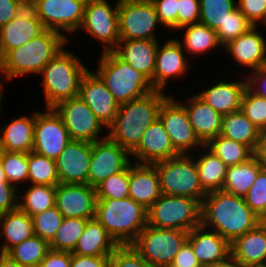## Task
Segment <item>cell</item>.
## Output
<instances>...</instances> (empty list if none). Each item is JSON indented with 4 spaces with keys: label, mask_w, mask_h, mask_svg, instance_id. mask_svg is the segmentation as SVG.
Instances as JSON below:
<instances>
[{
    "label": "cell",
    "mask_w": 266,
    "mask_h": 267,
    "mask_svg": "<svg viewBox=\"0 0 266 267\" xmlns=\"http://www.w3.org/2000/svg\"><path fill=\"white\" fill-rule=\"evenodd\" d=\"M262 221L243 197L222 190L207 193L201 203V225L212 228L229 243Z\"/></svg>",
    "instance_id": "1"
},
{
    "label": "cell",
    "mask_w": 266,
    "mask_h": 267,
    "mask_svg": "<svg viewBox=\"0 0 266 267\" xmlns=\"http://www.w3.org/2000/svg\"><path fill=\"white\" fill-rule=\"evenodd\" d=\"M162 91L152 92L118 106L107 137L131 153L140 143L146 129L158 119L159 109L168 97Z\"/></svg>",
    "instance_id": "2"
},
{
    "label": "cell",
    "mask_w": 266,
    "mask_h": 267,
    "mask_svg": "<svg viewBox=\"0 0 266 267\" xmlns=\"http://www.w3.org/2000/svg\"><path fill=\"white\" fill-rule=\"evenodd\" d=\"M66 35L45 30L25 45L8 51L0 59V75L9 81L14 77L40 71L67 45Z\"/></svg>",
    "instance_id": "3"
},
{
    "label": "cell",
    "mask_w": 266,
    "mask_h": 267,
    "mask_svg": "<svg viewBox=\"0 0 266 267\" xmlns=\"http://www.w3.org/2000/svg\"><path fill=\"white\" fill-rule=\"evenodd\" d=\"M95 218L118 246L132 245L147 225V209L129 197L97 199Z\"/></svg>",
    "instance_id": "4"
},
{
    "label": "cell",
    "mask_w": 266,
    "mask_h": 267,
    "mask_svg": "<svg viewBox=\"0 0 266 267\" xmlns=\"http://www.w3.org/2000/svg\"><path fill=\"white\" fill-rule=\"evenodd\" d=\"M64 48L41 71L45 95V108H53L59 102L78 97L83 75L88 68Z\"/></svg>",
    "instance_id": "5"
},
{
    "label": "cell",
    "mask_w": 266,
    "mask_h": 267,
    "mask_svg": "<svg viewBox=\"0 0 266 267\" xmlns=\"http://www.w3.org/2000/svg\"><path fill=\"white\" fill-rule=\"evenodd\" d=\"M96 74L118 105L140 98L154 89L150 80L123 61L114 51L103 52Z\"/></svg>",
    "instance_id": "6"
},
{
    "label": "cell",
    "mask_w": 266,
    "mask_h": 267,
    "mask_svg": "<svg viewBox=\"0 0 266 267\" xmlns=\"http://www.w3.org/2000/svg\"><path fill=\"white\" fill-rule=\"evenodd\" d=\"M152 165L156 168L162 195L184 196L202 203L207 192L201 186L192 155L178 154Z\"/></svg>",
    "instance_id": "7"
},
{
    "label": "cell",
    "mask_w": 266,
    "mask_h": 267,
    "mask_svg": "<svg viewBox=\"0 0 266 267\" xmlns=\"http://www.w3.org/2000/svg\"><path fill=\"white\" fill-rule=\"evenodd\" d=\"M147 225L190 232L201 225V204L189 197L161 195L147 209Z\"/></svg>",
    "instance_id": "8"
},
{
    "label": "cell",
    "mask_w": 266,
    "mask_h": 267,
    "mask_svg": "<svg viewBox=\"0 0 266 267\" xmlns=\"http://www.w3.org/2000/svg\"><path fill=\"white\" fill-rule=\"evenodd\" d=\"M187 238V231L146 225L132 246L151 267H166L172 264Z\"/></svg>",
    "instance_id": "9"
},
{
    "label": "cell",
    "mask_w": 266,
    "mask_h": 267,
    "mask_svg": "<svg viewBox=\"0 0 266 267\" xmlns=\"http://www.w3.org/2000/svg\"><path fill=\"white\" fill-rule=\"evenodd\" d=\"M158 14L151 0H118L120 40H157Z\"/></svg>",
    "instance_id": "10"
},
{
    "label": "cell",
    "mask_w": 266,
    "mask_h": 267,
    "mask_svg": "<svg viewBox=\"0 0 266 267\" xmlns=\"http://www.w3.org/2000/svg\"><path fill=\"white\" fill-rule=\"evenodd\" d=\"M116 5L106 0H87L80 29L103 44V51H113L120 41L118 25V0Z\"/></svg>",
    "instance_id": "11"
},
{
    "label": "cell",
    "mask_w": 266,
    "mask_h": 267,
    "mask_svg": "<svg viewBox=\"0 0 266 267\" xmlns=\"http://www.w3.org/2000/svg\"><path fill=\"white\" fill-rule=\"evenodd\" d=\"M87 0H29L47 30L73 33L81 27Z\"/></svg>",
    "instance_id": "12"
},
{
    "label": "cell",
    "mask_w": 266,
    "mask_h": 267,
    "mask_svg": "<svg viewBox=\"0 0 266 267\" xmlns=\"http://www.w3.org/2000/svg\"><path fill=\"white\" fill-rule=\"evenodd\" d=\"M170 94L162 103L158 118L169 135L173 148L179 154H191L197 146H204L197 138L189 121L186 108ZM195 146V147H194Z\"/></svg>",
    "instance_id": "13"
},
{
    "label": "cell",
    "mask_w": 266,
    "mask_h": 267,
    "mask_svg": "<svg viewBox=\"0 0 266 267\" xmlns=\"http://www.w3.org/2000/svg\"><path fill=\"white\" fill-rule=\"evenodd\" d=\"M53 109L61 117L71 140L89 143L101 140L104 125L79 97L61 101Z\"/></svg>",
    "instance_id": "14"
},
{
    "label": "cell",
    "mask_w": 266,
    "mask_h": 267,
    "mask_svg": "<svg viewBox=\"0 0 266 267\" xmlns=\"http://www.w3.org/2000/svg\"><path fill=\"white\" fill-rule=\"evenodd\" d=\"M71 141L61 117L53 108L36 112L33 152L56 160Z\"/></svg>",
    "instance_id": "15"
},
{
    "label": "cell",
    "mask_w": 266,
    "mask_h": 267,
    "mask_svg": "<svg viewBox=\"0 0 266 267\" xmlns=\"http://www.w3.org/2000/svg\"><path fill=\"white\" fill-rule=\"evenodd\" d=\"M130 153L104 135L92 143L88 185L96 187L110 175L123 171L131 162Z\"/></svg>",
    "instance_id": "16"
},
{
    "label": "cell",
    "mask_w": 266,
    "mask_h": 267,
    "mask_svg": "<svg viewBox=\"0 0 266 267\" xmlns=\"http://www.w3.org/2000/svg\"><path fill=\"white\" fill-rule=\"evenodd\" d=\"M96 188L88 184L56 186L55 207L64 218L93 219L96 214Z\"/></svg>",
    "instance_id": "17"
},
{
    "label": "cell",
    "mask_w": 266,
    "mask_h": 267,
    "mask_svg": "<svg viewBox=\"0 0 266 267\" xmlns=\"http://www.w3.org/2000/svg\"><path fill=\"white\" fill-rule=\"evenodd\" d=\"M78 97L90 108L104 128L113 122L119 105L105 83L93 71L87 70L83 75Z\"/></svg>",
    "instance_id": "18"
},
{
    "label": "cell",
    "mask_w": 266,
    "mask_h": 267,
    "mask_svg": "<svg viewBox=\"0 0 266 267\" xmlns=\"http://www.w3.org/2000/svg\"><path fill=\"white\" fill-rule=\"evenodd\" d=\"M46 29L27 4L20 12L0 28V59L10 50L25 45Z\"/></svg>",
    "instance_id": "19"
},
{
    "label": "cell",
    "mask_w": 266,
    "mask_h": 267,
    "mask_svg": "<svg viewBox=\"0 0 266 267\" xmlns=\"http://www.w3.org/2000/svg\"><path fill=\"white\" fill-rule=\"evenodd\" d=\"M91 153L92 143L71 140L55 160L60 183L88 184Z\"/></svg>",
    "instance_id": "20"
},
{
    "label": "cell",
    "mask_w": 266,
    "mask_h": 267,
    "mask_svg": "<svg viewBox=\"0 0 266 267\" xmlns=\"http://www.w3.org/2000/svg\"><path fill=\"white\" fill-rule=\"evenodd\" d=\"M189 63L184 57L182 42L177 39H169L162 47H157L155 69L152 77V87L154 90L162 91L168 85L167 81L171 77H181Z\"/></svg>",
    "instance_id": "21"
},
{
    "label": "cell",
    "mask_w": 266,
    "mask_h": 267,
    "mask_svg": "<svg viewBox=\"0 0 266 267\" xmlns=\"http://www.w3.org/2000/svg\"><path fill=\"white\" fill-rule=\"evenodd\" d=\"M178 154L159 118L146 129L139 145L130 153L136 156L134 159L138 164H153Z\"/></svg>",
    "instance_id": "22"
},
{
    "label": "cell",
    "mask_w": 266,
    "mask_h": 267,
    "mask_svg": "<svg viewBox=\"0 0 266 267\" xmlns=\"http://www.w3.org/2000/svg\"><path fill=\"white\" fill-rule=\"evenodd\" d=\"M207 230L200 225L188 232L187 238L202 267L224 261L230 255V243L217 232Z\"/></svg>",
    "instance_id": "23"
},
{
    "label": "cell",
    "mask_w": 266,
    "mask_h": 267,
    "mask_svg": "<svg viewBox=\"0 0 266 267\" xmlns=\"http://www.w3.org/2000/svg\"><path fill=\"white\" fill-rule=\"evenodd\" d=\"M223 49L227 50L239 65L250 67L252 71L266 66V41L257 26L251 27Z\"/></svg>",
    "instance_id": "24"
},
{
    "label": "cell",
    "mask_w": 266,
    "mask_h": 267,
    "mask_svg": "<svg viewBox=\"0 0 266 267\" xmlns=\"http://www.w3.org/2000/svg\"><path fill=\"white\" fill-rule=\"evenodd\" d=\"M159 177L152 164H129V198L148 209L160 196Z\"/></svg>",
    "instance_id": "25"
},
{
    "label": "cell",
    "mask_w": 266,
    "mask_h": 267,
    "mask_svg": "<svg viewBox=\"0 0 266 267\" xmlns=\"http://www.w3.org/2000/svg\"><path fill=\"white\" fill-rule=\"evenodd\" d=\"M157 47L158 40H120L113 51L132 68L144 74L152 85Z\"/></svg>",
    "instance_id": "26"
},
{
    "label": "cell",
    "mask_w": 266,
    "mask_h": 267,
    "mask_svg": "<svg viewBox=\"0 0 266 267\" xmlns=\"http://www.w3.org/2000/svg\"><path fill=\"white\" fill-rule=\"evenodd\" d=\"M230 255L247 267L266 263V221L230 243Z\"/></svg>",
    "instance_id": "27"
},
{
    "label": "cell",
    "mask_w": 266,
    "mask_h": 267,
    "mask_svg": "<svg viewBox=\"0 0 266 267\" xmlns=\"http://www.w3.org/2000/svg\"><path fill=\"white\" fill-rule=\"evenodd\" d=\"M189 106H184L189 116L193 131L203 145L218 136L222 130V115L201 100L197 95L188 99Z\"/></svg>",
    "instance_id": "28"
},
{
    "label": "cell",
    "mask_w": 266,
    "mask_h": 267,
    "mask_svg": "<svg viewBox=\"0 0 266 267\" xmlns=\"http://www.w3.org/2000/svg\"><path fill=\"white\" fill-rule=\"evenodd\" d=\"M247 83L242 81L218 82L197 96L222 116L241 110L242 96Z\"/></svg>",
    "instance_id": "29"
},
{
    "label": "cell",
    "mask_w": 266,
    "mask_h": 267,
    "mask_svg": "<svg viewBox=\"0 0 266 267\" xmlns=\"http://www.w3.org/2000/svg\"><path fill=\"white\" fill-rule=\"evenodd\" d=\"M118 247L96 219L87 221L84 231L71 254L82 256H110Z\"/></svg>",
    "instance_id": "30"
},
{
    "label": "cell",
    "mask_w": 266,
    "mask_h": 267,
    "mask_svg": "<svg viewBox=\"0 0 266 267\" xmlns=\"http://www.w3.org/2000/svg\"><path fill=\"white\" fill-rule=\"evenodd\" d=\"M36 112L31 116H21L0 128L2 150L29 153L33 150L34 123Z\"/></svg>",
    "instance_id": "31"
},
{
    "label": "cell",
    "mask_w": 266,
    "mask_h": 267,
    "mask_svg": "<svg viewBox=\"0 0 266 267\" xmlns=\"http://www.w3.org/2000/svg\"><path fill=\"white\" fill-rule=\"evenodd\" d=\"M0 227V237L6 238L1 246V254H6L11 248L34 235L32 217L18 207L0 214Z\"/></svg>",
    "instance_id": "32"
},
{
    "label": "cell",
    "mask_w": 266,
    "mask_h": 267,
    "mask_svg": "<svg viewBox=\"0 0 266 267\" xmlns=\"http://www.w3.org/2000/svg\"><path fill=\"white\" fill-rule=\"evenodd\" d=\"M262 169L254 155L246 162L227 167L222 191L236 196H245Z\"/></svg>",
    "instance_id": "33"
},
{
    "label": "cell",
    "mask_w": 266,
    "mask_h": 267,
    "mask_svg": "<svg viewBox=\"0 0 266 267\" xmlns=\"http://www.w3.org/2000/svg\"><path fill=\"white\" fill-rule=\"evenodd\" d=\"M220 135L240 142L254 152L261 132L241 110H238L222 117V130Z\"/></svg>",
    "instance_id": "34"
},
{
    "label": "cell",
    "mask_w": 266,
    "mask_h": 267,
    "mask_svg": "<svg viewBox=\"0 0 266 267\" xmlns=\"http://www.w3.org/2000/svg\"><path fill=\"white\" fill-rule=\"evenodd\" d=\"M202 148L207 151L195 159L201 186L207 193L222 190L227 166L205 145Z\"/></svg>",
    "instance_id": "35"
},
{
    "label": "cell",
    "mask_w": 266,
    "mask_h": 267,
    "mask_svg": "<svg viewBox=\"0 0 266 267\" xmlns=\"http://www.w3.org/2000/svg\"><path fill=\"white\" fill-rule=\"evenodd\" d=\"M55 193L56 186L31 184L23 197L18 195L17 207L32 217L55 206Z\"/></svg>",
    "instance_id": "36"
},
{
    "label": "cell",
    "mask_w": 266,
    "mask_h": 267,
    "mask_svg": "<svg viewBox=\"0 0 266 267\" xmlns=\"http://www.w3.org/2000/svg\"><path fill=\"white\" fill-rule=\"evenodd\" d=\"M182 29L186 30L183 36L184 45L182 43V46L190 54L203 55L204 52H209V49L212 50L215 47L221 46L217 39L216 31L207 25L196 23L186 25L179 30Z\"/></svg>",
    "instance_id": "37"
},
{
    "label": "cell",
    "mask_w": 266,
    "mask_h": 267,
    "mask_svg": "<svg viewBox=\"0 0 266 267\" xmlns=\"http://www.w3.org/2000/svg\"><path fill=\"white\" fill-rule=\"evenodd\" d=\"M205 146L218 156L227 167L246 162L254 155L248 146L220 134L211 139Z\"/></svg>",
    "instance_id": "38"
},
{
    "label": "cell",
    "mask_w": 266,
    "mask_h": 267,
    "mask_svg": "<svg viewBox=\"0 0 266 267\" xmlns=\"http://www.w3.org/2000/svg\"><path fill=\"white\" fill-rule=\"evenodd\" d=\"M49 250V243L34 234L11 248L6 255L22 266L38 267Z\"/></svg>",
    "instance_id": "39"
},
{
    "label": "cell",
    "mask_w": 266,
    "mask_h": 267,
    "mask_svg": "<svg viewBox=\"0 0 266 267\" xmlns=\"http://www.w3.org/2000/svg\"><path fill=\"white\" fill-rule=\"evenodd\" d=\"M28 181L35 185L57 186L56 161L33 151L28 153Z\"/></svg>",
    "instance_id": "40"
},
{
    "label": "cell",
    "mask_w": 266,
    "mask_h": 267,
    "mask_svg": "<svg viewBox=\"0 0 266 267\" xmlns=\"http://www.w3.org/2000/svg\"><path fill=\"white\" fill-rule=\"evenodd\" d=\"M88 220L75 217L64 218L53 240L49 243L50 249L72 252Z\"/></svg>",
    "instance_id": "41"
},
{
    "label": "cell",
    "mask_w": 266,
    "mask_h": 267,
    "mask_svg": "<svg viewBox=\"0 0 266 267\" xmlns=\"http://www.w3.org/2000/svg\"><path fill=\"white\" fill-rule=\"evenodd\" d=\"M0 161L7 181L18 190L20 195L22 192H20L18 184H21L24 180L28 181V153L3 150Z\"/></svg>",
    "instance_id": "42"
},
{
    "label": "cell",
    "mask_w": 266,
    "mask_h": 267,
    "mask_svg": "<svg viewBox=\"0 0 266 267\" xmlns=\"http://www.w3.org/2000/svg\"><path fill=\"white\" fill-rule=\"evenodd\" d=\"M199 23L215 31L223 24L228 14L237 7L234 0H199Z\"/></svg>",
    "instance_id": "43"
},
{
    "label": "cell",
    "mask_w": 266,
    "mask_h": 267,
    "mask_svg": "<svg viewBox=\"0 0 266 267\" xmlns=\"http://www.w3.org/2000/svg\"><path fill=\"white\" fill-rule=\"evenodd\" d=\"M253 25L246 19L244 14L236 7L216 30L219 44L224 47L232 40L246 33Z\"/></svg>",
    "instance_id": "44"
},
{
    "label": "cell",
    "mask_w": 266,
    "mask_h": 267,
    "mask_svg": "<svg viewBox=\"0 0 266 267\" xmlns=\"http://www.w3.org/2000/svg\"><path fill=\"white\" fill-rule=\"evenodd\" d=\"M97 199H123L129 194V165L121 172L110 175L96 187Z\"/></svg>",
    "instance_id": "45"
},
{
    "label": "cell",
    "mask_w": 266,
    "mask_h": 267,
    "mask_svg": "<svg viewBox=\"0 0 266 267\" xmlns=\"http://www.w3.org/2000/svg\"><path fill=\"white\" fill-rule=\"evenodd\" d=\"M241 111L260 132H266V98L247 87L242 96Z\"/></svg>",
    "instance_id": "46"
},
{
    "label": "cell",
    "mask_w": 266,
    "mask_h": 267,
    "mask_svg": "<svg viewBox=\"0 0 266 267\" xmlns=\"http://www.w3.org/2000/svg\"><path fill=\"white\" fill-rule=\"evenodd\" d=\"M34 234L50 243L58 228L60 227L64 217L54 206L51 209L44 210L32 216Z\"/></svg>",
    "instance_id": "47"
},
{
    "label": "cell",
    "mask_w": 266,
    "mask_h": 267,
    "mask_svg": "<svg viewBox=\"0 0 266 267\" xmlns=\"http://www.w3.org/2000/svg\"><path fill=\"white\" fill-rule=\"evenodd\" d=\"M246 204L263 221H266V170L262 169L248 193L243 196Z\"/></svg>",
    "instance_id": "48"
},
{
    "label": "cell",
    "mask_w": 266,
    "mask_h": 267,
    "mask_svg": "<svg viewBox=\"0 0 266 267\" xmlns=\"http://www.w3.org/2000/svg\"><path fill=\"white\" fill-rule=\"evenodd\" d=\"M108 267H151L132 245L118 246L109 256Z\"/></svg>",
    "instance_id": "49"
},
{
    "label": "cell",
    "mask_w": 266,
    "mask_h": 267,
    "mask_svg": "<svg viewBox=\"0 0 266 267\" xmlns=\"http://www.w3.org/2000/svg\"><path fill=\"white\" fill-rule=\"evenodd\" d=\"M158 14L160 24L177 30L178 0H151Z\"/></svg>",
    "instance_id": "50"
},
{
    "label": "cell",
    "mask_w": 266,
    "mask_h": 267,
    "mask_svg": "<svg viewBox=\"0 0 266 267\" xmlns=\"http://www.w3.org/2000/svg\"><path fill=\"white\" fill-rule=\"evenodd\" d=\"M199 0H178L177 30L190 24L199 23Z\"/></svg>",
    "instance_id": "51"
},
{
    "label": "cell",
    "mask_w": 266,
    "mask_h": 267,
    "mask_svg": "<svg viewBox=\"0 0 266 267\" xmlns=\"http://www.w3.org/2000/svg\"><path fill=\"white\" fill-rule=\"evenodd\" d=\"M237 3V8L253 26H258L257 23L264 21L266 0H238Z\"/></svg>",
    "instance_id": "52"
},
{
    "label": "cell",
    "mask_w": 266,
    "mask_h": 267,
    "mask_svg": "<svg viewBox=\"0 0 266 267\" xmlns=\"http://www.w3.org/2000/svg\"><path fill=\"white\" fill-rule=\"evenodd\" d=\"M18 190L9 182H0V214L17 208Z\"/></svg>",
    "instance_id": "53"
},
{
    "label": "cell",
    "mask_w": 266,
    "mask_h": 267,
    "mask_svg": "<svg viewBox=\"0 0 266 267\" xmlns=\"http://www.w3.org/2000/svg\"><path fill=\"white\" fill-rule=\"evenodd\" d=\"M27 4V0H0V28L14 18Z\"/></svg>",
    "instance_id": "54"
},
{
    "label": "cell",
    "mask_w": 266,
    "mask_h": 267,
    "mask_svg": "<svg viewBox=\"0 0 266 267\" xmlns=\"http://www.w3.org/2000/svg\"><path fill=\"white\" fill-rule=\"evenodd\" d=\"M174 267H202L190 243L186 241L172 261Z\"/></svg>",
    "instance_id": "55"
},
{
    "label": "cell",
    "mask_w": 266,
    "mask_h": 267,
    "mask_svg": "<svg viewBox=\"0 0 266 267\" xmlns=\"http://www.w3.org/2000/svg\"><path fill=\"white\" fill-rule=\"evenodd\" d=\"M38 267H71V252L50 249Z\"/></svg>",
    "instance_id": "56"
},
{
    "label": "cell",
    "mask_w": 266,
    "mask_h": 267,
    "mask_svg": "<svg viewBox=\"0 0 266 267\" xmlns=\"http://www.w3.org/2000/svg\"><path fill=\"white\" fill-rule=\"evenodd\" d=\"M248 75L247 87L255 94L266 98V66L254 70ZM257 85V86H256Z\"/></svg>",
    "instance_id": "57"
},
{
    "label": "cell",
    "mask_w": 266,
    "mask_h": 267,
    "mask_svg": "<svg viewBox=\"0 0 266 267\" xmlns=\"http://www.w3.org/2000/svg\"><path fill=\"white\" fill-rule=\"evenodd\" d=\"M109 256L71 254V267H108Z\"/></svg>",
    "instance_id": "58"
},
{
    "label": "cell",
    "mask_w": 266,
    "mask_h": 267,
    "mask_svg": "<svg viewBox=\"0 0 266 267\" xmlns=\"http://www.w3.org/2000/svg\"><path fill=\"white\" fill-rule=\"evenodd\" d=\"M254 156L259 161V164L266 170V132H261L260 138L257 142Z\"/></svg>",
    "instance_id": "59"
},
{
    "label": "cell",
    "mask_w": 266,
    "mask_h": 267,
    "mask_svg": "<svg viewBox=\"0 0 266 267\" xmlns=\"http://www.w3.org/2000/svg\"><path fill=\"white\" fill-rule=\"evenodd\" d=\"M204 267H245L231 255H229L224 261L216 264L207 265Z\"/></svg>",
    "instance_id": "60"
},
{
    "label": "cell",
    "mask_w": 266,
    "mask_h": 267,
    "mask_svg": "<svg viewBox=\"0 0 266 267\" xmlns=\"http://www.w3.org/2000/svg\"><path fill=\"white\" fill-rule=\"evenodd\" d=\"M0 267H25L12 260L8 255L0 253Z\"/></svg>",
    "instance_id": "61"
},
{
    "label": "cell",
    "mask_w": 266,
    "mask_h": 267,
    "mask_svg": "<svg viewBox=\"0 0 266 267\" xmlns=\"http://www.w3.org/2000/svg\"><path fill=\"white\" fill-rule=\"evenodd\" d=\"M0 182H8L0 161Z\"/></svg>",
    "instance_id": "62"
},
{
    "label": "cell",
    "mask_w": 266,
    "mask_h": 267,
    "mask_svg": "<svg viewBox=\"0 0 266 267\" xmlns=\"http://www.w3.org/2000/svg\"><path fill=\"white\" fill-rule=\"evenodd\" d=\"M3 88H2V84H1V80H0V112H1V107H2V99H3Z\"/></svg>",
    "instance_id": "63"
},
{
    "label": "cell",
    "mask_w": 266,
    "mask_h": 267,
    "mask_svg": "<svg viewBox=\"0 0 266 267\" xmlns=\"http://www.w3.org/2000/svg\"><path fill=\"white\" fill-rule=\"evenodd\" d=\"M247 267H266V263L253 264V265H249Z\"/></svg>",
    "instance_id": "64"
},
{
    "label": "cell",
    "mask_w": 266,
    "mask_h": 267,
    "mask_svg": "<svg viewBox=\"0 0 266 267\" xmlns=\"http://www.w3.org/2000/svg\"><path fill=\"white\" fill-rule=\"evenodd\" d=\"M2 146H1V144H0V157H1V153H2Z\"/></svg>",
    "instance_id": "65"
},
{
    "label": "cell",
    "mask_w": 266,
    "mask_h": 267,
    "mask_svg": "<svg viewBox=\"0 0 266 267\" xmlns=\"http://www.w3.org/2000/svg\"><path fill=\"white\" fill-rule=\"evenodd\" d=\"M262 23H264V25L266 26V16H265V19H264V21Z\"/></svg>",
    "instance_id": "66"
}]
</instances>
